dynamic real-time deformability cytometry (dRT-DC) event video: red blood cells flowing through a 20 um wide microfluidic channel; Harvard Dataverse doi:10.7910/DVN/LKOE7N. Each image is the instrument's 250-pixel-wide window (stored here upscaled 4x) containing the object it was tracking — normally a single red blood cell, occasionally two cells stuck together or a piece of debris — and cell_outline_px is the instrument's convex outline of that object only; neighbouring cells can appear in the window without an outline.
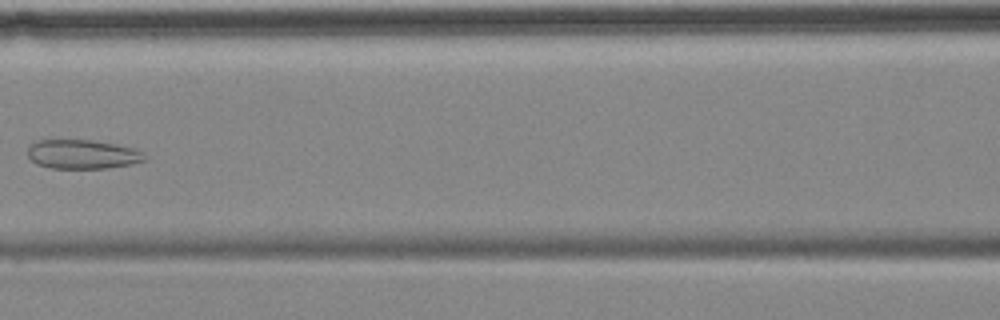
{"species": "common noctule bat (a hibernating species)", "species_latin": "Nyctalus noctula", "temperature_condition": "cold", "stored_images_in_passage": 7, "camera_frame_rate_fps": 3000, "um_per_image_px": 0.085, "animal": {"sex": "female", "body_mass_g": 18.4}, "frame": {"image": 1, "passage_image": 7, "time_ms": 7.667, "image_size_px": [1000, 320], "cell_outline_px": [[144, 160], [128, 164], [108, 168], [52, 168], [36, 164], [28, 156], [28, 148], [36, 140], [92, 140], [116, 144], [132, 148], [144, 152]], "centroid_in_image_um": [6.98, 13.11], "position_along_channel_um": 159.6, "area_um2": 19.65}}